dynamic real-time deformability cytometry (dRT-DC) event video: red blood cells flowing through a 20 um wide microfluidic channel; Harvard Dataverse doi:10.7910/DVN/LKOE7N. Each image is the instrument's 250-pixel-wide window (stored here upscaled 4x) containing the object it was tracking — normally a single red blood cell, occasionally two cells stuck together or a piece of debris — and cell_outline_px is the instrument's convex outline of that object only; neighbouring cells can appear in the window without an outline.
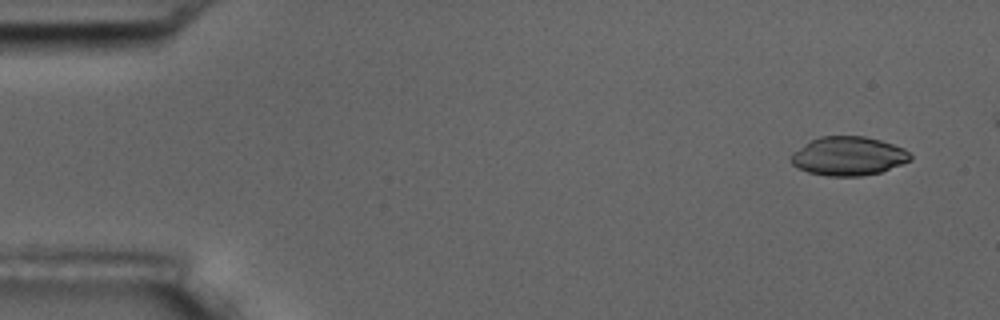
{"species": "common noctule bat (a hibernating species)", "species_latin": "Nyctalus noctula", "temperature_condition": "room temperature", "stored_images_in_passage": 5, "camera_frame_rate_fps": 3000, "um_per_image_px": 0.085, "animal": {"sex": "male", "body_mass_g": 17.5, "forearm_length_mm": 52.3}, "frame": {"image": 1, "passage_image": 1, "time_ms": 0.0, "image_size_px": [1000, 320], "cell_outline_px": [[912, 160], [880, 172], [860, 176], [828, 176], [808, 172], [792, 164], [792, 152], [804, 144], [820, 136], [864, 136], [880, 140], [904, 148], [912, 156]], "centroid_in_image_um": [72.12, 13.26], "position_along_channel_um": 12.9, "area_um2": 26.82}}